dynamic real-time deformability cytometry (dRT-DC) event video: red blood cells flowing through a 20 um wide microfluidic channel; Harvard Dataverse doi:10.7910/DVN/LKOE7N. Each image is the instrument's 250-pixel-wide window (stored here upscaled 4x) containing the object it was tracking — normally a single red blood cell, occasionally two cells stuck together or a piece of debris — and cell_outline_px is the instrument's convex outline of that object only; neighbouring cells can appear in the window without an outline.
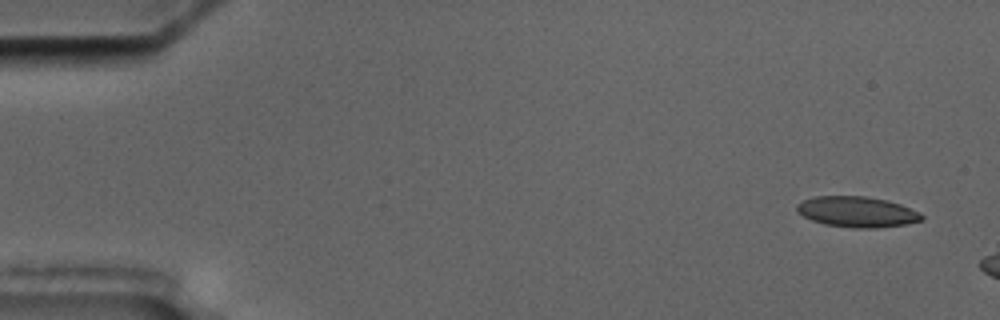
{"species": "common noctule bat (a hibernating species)", "species_latin": "Nyctalus noctula", "temperature_condition": "cold", "stored_images_in_passage": 3, "camera_frame_rate_fps": 3000, "um_per_image_px": 0.085, "animal": {"sex": "male", "body_mass_g": 17.5, "forearm_length_mm": 52.3}, "frame": {"image": 1, "passage_image": 1, "time_ms": 0.0, "image_size_px": [1000, 320], "cell_outline_px": [[924, 220], [908, 224], [876, 228], [856, 228], [824, 224], [812, 220], [804, 216], [796, 208], [796, 204], [804, 200], [816, 196], [864, 196], [888, 200], [900, 204], [920, 212], [924, 216]], "centroid_in_image_um": [72.9, 18.01], "position_along_channel_um": 12.1, "area_um2": 22.31}}